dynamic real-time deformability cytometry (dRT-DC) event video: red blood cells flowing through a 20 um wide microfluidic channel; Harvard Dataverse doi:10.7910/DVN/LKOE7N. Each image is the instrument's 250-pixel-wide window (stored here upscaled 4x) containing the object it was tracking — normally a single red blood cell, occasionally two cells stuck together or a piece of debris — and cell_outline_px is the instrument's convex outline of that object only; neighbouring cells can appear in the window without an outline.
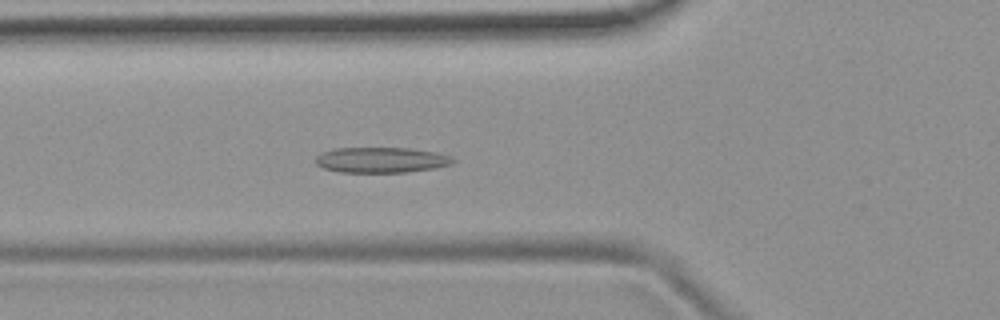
{"species": "common noctule bat (a hibernating species)", "species_latin": "Nyctalus noctula", "temperature_condition": "room temperature", "stored_images_in_passage": 53, "camera_frame_rate_fps": 3000, "um_per_image_px": 0.085, "animal": {"sex": "female", "body_mass_g": 19.9}, "frame": {"image": 1, "passage_image": 19, "time_ms": 6.0, "image_size_px": [1000, 320], "cell_outline_px": [[456, 160], [452, 164], [432, 168], [408, 172], [340, 172], [324, 168], [316, 164], [316, 156], [320, 152], [332, 148], [408, 148], [436, 152], [452, 156]], "centroid_in_image_um": [32.39, 13.59], "position_along_channel_um": 93.4, "area_um2": 20.46}}
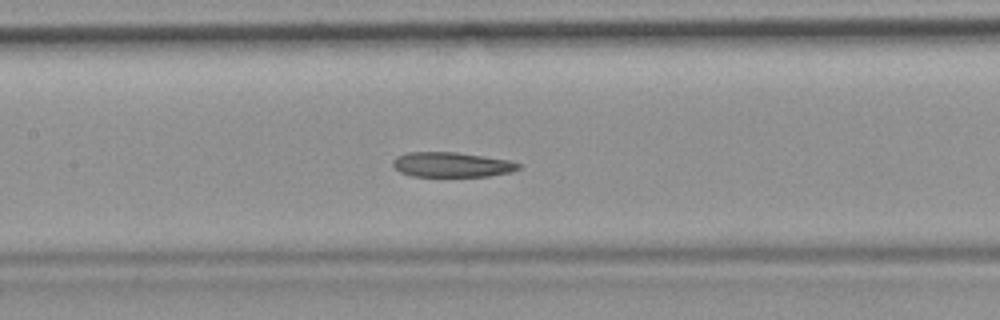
{"frame": {"image": 2, "passage_image": 25, "time_ms": 8.0, "image_size_px": [1000, 320], "cell_outline_px": [[520, 168], [512, 172], [488, 176], [412, 176], [400, 172], [392, 164], [392, 160], [396, 156], [408, 152], [456, 152], [508, 160], [520, 164]], "centroid_in_image_um": [38.37, 13.99], "position_along_channel_um": 169.0, "area_um2": 18.15}}
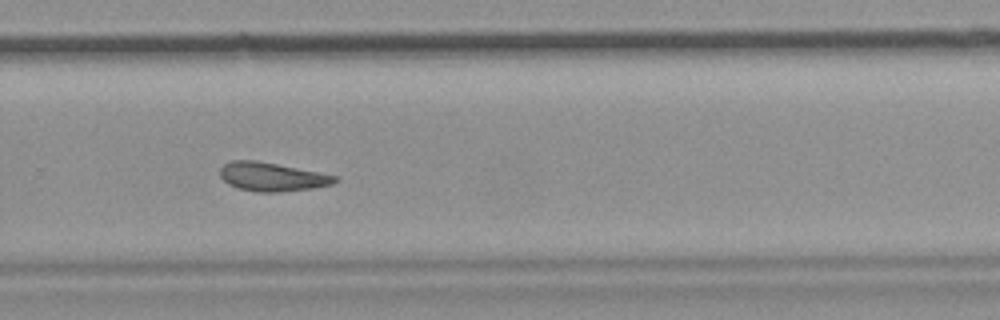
{"frame": {"image": 3, "passage_image": 36, "time_ms": 11.667, "image_size_px": [1000, 320], "cell_outline_px": [[336, 180], [332, 184], [312, 188], [280, 192], [256, 192], [236, 188], [228, 184], [220, 176], [220, 168], [224, 164], [232, 160], [256, 160], [320, 172], [336, 176]], "centroid_in_image_um": [23.08, 15.03], "position_along_channel_um": 306.7, "area_um2": 19.19}, "authors_computed_cell_mechanics": {"area_um2": 20.0566, "velocity_mm_per_s": 3.7705, "shape_relaxation_time_tau1_ms": null, "shape_relaxation_time_tau2_ms": 4.6686, "deformation_change_tau1": null, "deformation_change_tau2": 0.1116}}